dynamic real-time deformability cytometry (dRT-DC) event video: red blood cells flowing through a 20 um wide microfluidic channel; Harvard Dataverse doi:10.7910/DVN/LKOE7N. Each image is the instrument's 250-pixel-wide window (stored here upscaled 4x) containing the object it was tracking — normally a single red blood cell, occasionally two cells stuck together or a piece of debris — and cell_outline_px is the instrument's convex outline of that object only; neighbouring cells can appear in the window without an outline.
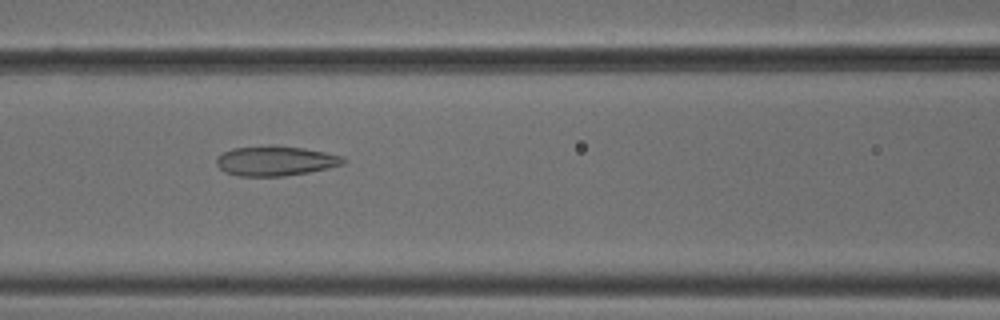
{"species": "common noctule bat (a hibernating species)", "species_latin": "Nyctalus noctula", "temperature_condition": "cold", "stored_images_in_passage": 35, "camera_frame_rate_fps": 3000, "um_per_image_px": 0.085, "animal": {"sex": "male", "body_mass_g": 18.8}, "frame": {"image": 1, "passage_image": 8, "time_ms": 2.333, "image_size_px": [1000, 320], "cell_outline_px": [[348, 160], [344, 164], [328, 168], [308, 172], [284, 176], [236, 176], [224, 172], [216, 164], [216, 156], [232, 148], [272, 144], [304, 148], [324, 152], [340, 156]], "centroid_in_image_um": [23.38, 13.66], "position_along_channel_um": 143.2, "area_um2": 22.31}}
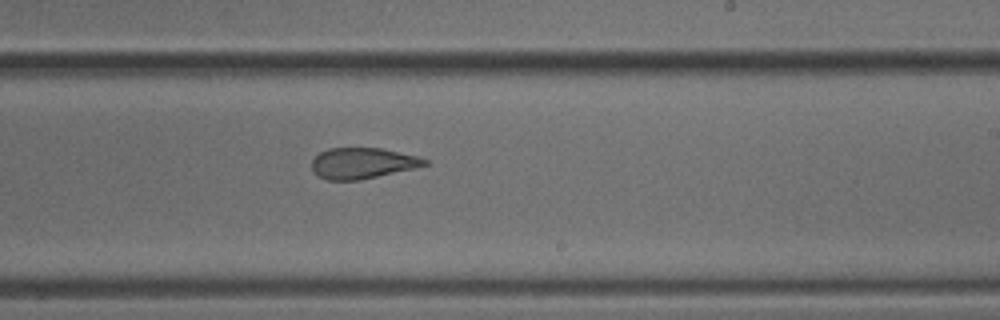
{"frame": {"image": 2, "passage_image": 17, "time_ms": 5.333, "image_size_px": [1000, 320], "cell_outline_px": [[428, 164], [412, 168], [360, 180], [328, 180], [320, 176], [312, 168], [312, 160], [320, 152], [328, 148], [380, 148], [420, 156], [428, 160]], "centroid_in_image_um": [30.82, 13.86], "position_along_channel_um": 258.2, "area_um2": 20.06}}
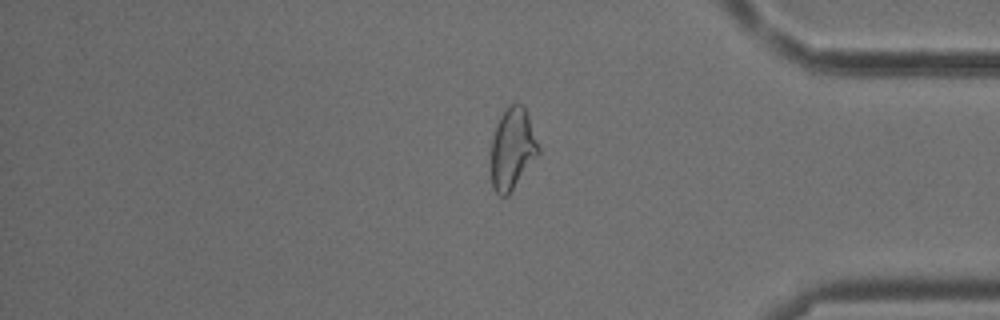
{"frame": {"image": 3, "passage_image": 29, "time_ms": 9.333, "image_size_px": [1000, 320], "cell_outline_px": [[540, 152], [508, 196], [500, 196], [492, 188], [492, 136], [496, 124], [500, 116], [508, 104], [524, 104], [540, 148]], "centroid_in_image_um": [43.55, 12.63], "position_along_channel_um": 391.6, "area_um2": 22.48}}